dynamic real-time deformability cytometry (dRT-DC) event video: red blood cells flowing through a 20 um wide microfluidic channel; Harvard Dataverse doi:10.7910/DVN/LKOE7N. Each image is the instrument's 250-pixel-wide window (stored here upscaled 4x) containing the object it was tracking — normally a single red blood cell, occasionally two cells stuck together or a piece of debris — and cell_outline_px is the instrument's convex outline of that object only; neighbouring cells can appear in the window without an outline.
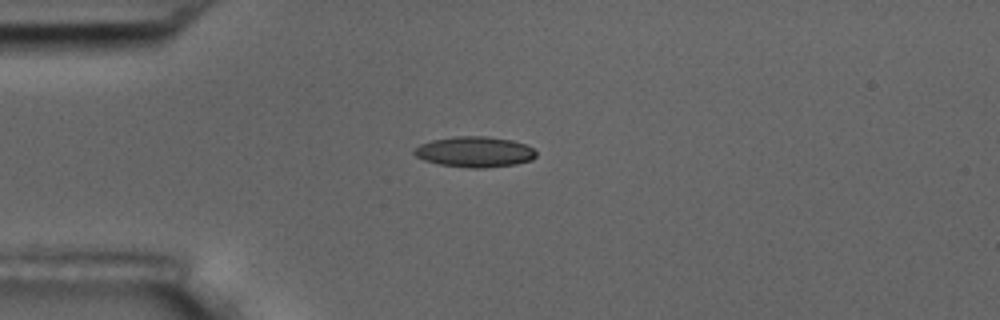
{"species": "common noctule bat (a hibernating species)", "species_latin": "Nyctalus noctula", "temperature_condition": "room temperature", "stored_images_in_passage": 3, "camera_frame_rate_fps": 3000, "um_per_image_px": 0.085, "animal": {"sex": "male", "body_mass_g": 17.5, "forearm_length_mm": 52.3}, "frame": {"image": 1, "passage_image": 1, "time_ms": 0.0, "image_size_px": [1000, 320], "cell_outline_px": [[536, 156], [532, 160], [516, 164], [484, 168], [472, 168], [440, 164], [424, 160], [416, 156], [412, 152], [412, 148], [420, 144], [432, 140], [452, 136], [488, 136], [512, 140], [524, 144], [532, 148], [536, 152]], "centroid_in_image_um": [40.32, 12.9], "position_along_channel_um": 44.7, "area_um2": 21.85}}